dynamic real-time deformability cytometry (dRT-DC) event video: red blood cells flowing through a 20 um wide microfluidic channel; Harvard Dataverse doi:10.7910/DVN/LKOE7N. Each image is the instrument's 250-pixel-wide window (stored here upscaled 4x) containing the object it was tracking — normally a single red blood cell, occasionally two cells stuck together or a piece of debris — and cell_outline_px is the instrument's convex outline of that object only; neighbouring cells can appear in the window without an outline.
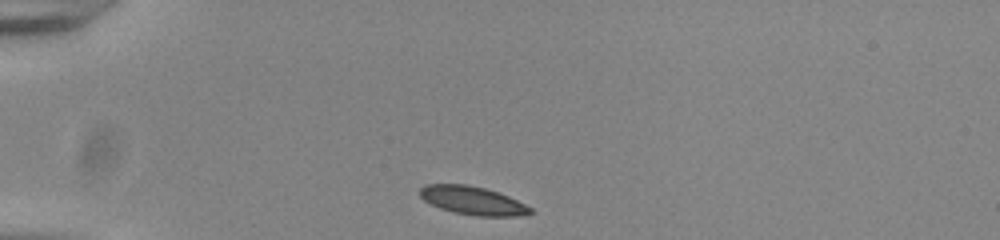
{"species": "common noctule bat (a hibernating species)", "species_latin": "Nyctalus noctula", "temperature_condition": "room temperature", "stored_images_in_passage": 38, "camera_frame_rate_fps": 3000, "um_per_image_px": 0.085, "animal": {"sex": "male", "body_mass_g": 20.0, "forearm_length_mm": 53.3}, "frame": {"image": 1, "passage_image": 1, "time_ms": 0.0, "image_size_px": [1000, 240], "cell_outline_px": [[532, 212], [516, 216], [476, 216], [456, 212], [440, 208], [424, 200], [420, 196], [420, 188], [424, 184], [468, 184], [484, 188], [508, 196], [532, 208]], "centroid_in_image_um": [40.14, 17.04], "position_along_channel_um": 44.9, "area_um2": 17.98}}
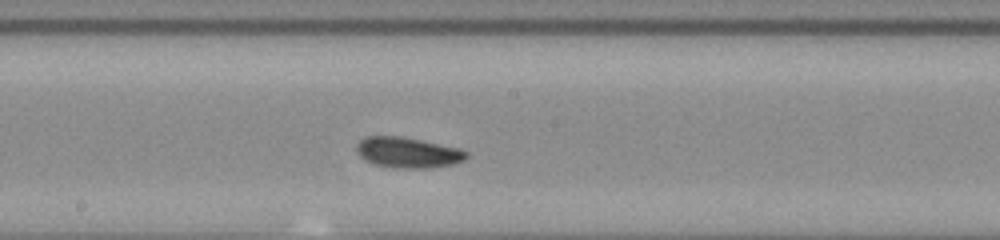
{"frame": {"image": 2, "passage_image": 17, "time_ms": 5.333, "image_size_px": [1000, 240], "cell_outline_px": [[468, 156], [464, 160], [452, 164], [428, 168], [396, 168], [372, 164], [364, 160], [356, 152], [356, 144], [364, 136], [400, 136], [460, 148], [468, 152]], "centroid_in_image_um": [34.63, 12.96], "position_along_channel_um": 213.6, "area_um2": 19.71}}
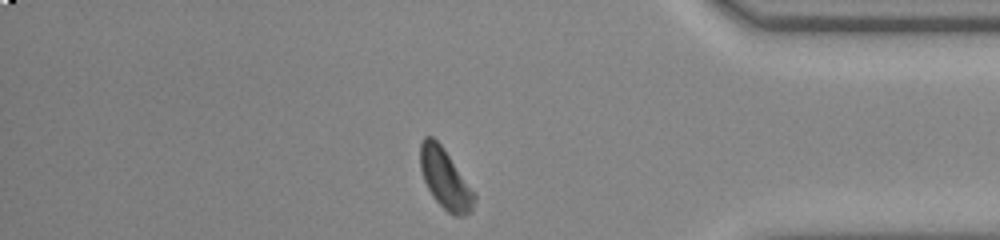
{"frame": {"image": 3, "passage_image": 33, "time_ms": 10.667, "image_size_px": [1000, 240], "cell_outline_px": [[476, 200], [472, 208], [464, 216], [452, 216], [432, 196], [424, 180], [420, 168], [420, 144], [424, 136], [432, 136], [444, 148], [476, 196]], "centroid_in_image_um": [37.81, 15.19], "position_along_channel_um": 397.4, "area_um2": 18.55}, "authors_computed_cell_mechanics": {"area_um2": 19.2185, "velocity_mm_per_s": 3.846, "shape_relaxation_time_tau1_ms": 3.8899, "shape_relaxation_time_tau2_ms": 4.6169, "deformation_change_tau1": 0.0932, "deformation_change_tau2": 0.0814}}